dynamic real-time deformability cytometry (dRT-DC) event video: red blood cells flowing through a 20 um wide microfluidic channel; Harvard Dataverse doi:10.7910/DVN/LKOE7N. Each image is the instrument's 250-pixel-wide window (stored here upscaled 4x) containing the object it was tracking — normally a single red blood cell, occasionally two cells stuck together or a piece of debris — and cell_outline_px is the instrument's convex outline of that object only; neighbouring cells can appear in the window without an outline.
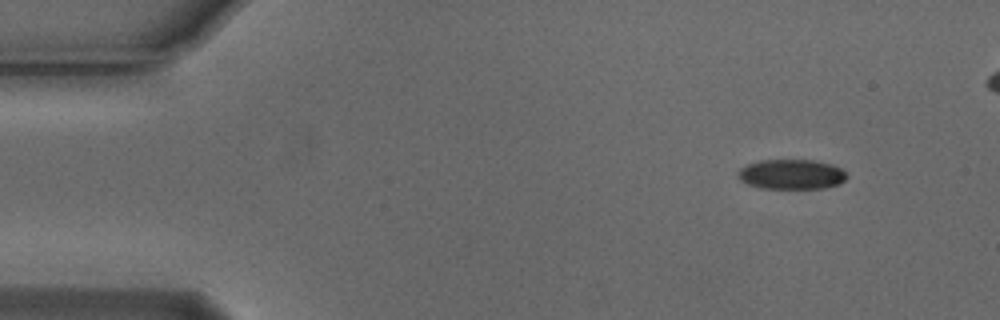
{"species": "Egyptian fruit bat (a non-hibernating species)", "species_latin": "Rousettus aegyptiacus", "temperature_condition": "cold", "stored_images_in_passage": 4, "camera_frame_rate_fps": 3000, "um_per_image_px": 0.085, "animal": {"sex": "male"}, "frame": {"image": 1, "passage_image": 1, "time_ms": 0.0, "image_size_px": [1000, 320], "cell_outline_px": [[848, 176], [840, 184], [824, 188], [760, 188], [748, 184], [740, 180], [736, 172], [740, 168], [748, 164], [760, 160], [812, 160], [832, 164], [840, 168]], "centroid_in_image_um": [67.26, 14.81], "position_along_channel_um": 17.7, "area_um2": 18.96}}